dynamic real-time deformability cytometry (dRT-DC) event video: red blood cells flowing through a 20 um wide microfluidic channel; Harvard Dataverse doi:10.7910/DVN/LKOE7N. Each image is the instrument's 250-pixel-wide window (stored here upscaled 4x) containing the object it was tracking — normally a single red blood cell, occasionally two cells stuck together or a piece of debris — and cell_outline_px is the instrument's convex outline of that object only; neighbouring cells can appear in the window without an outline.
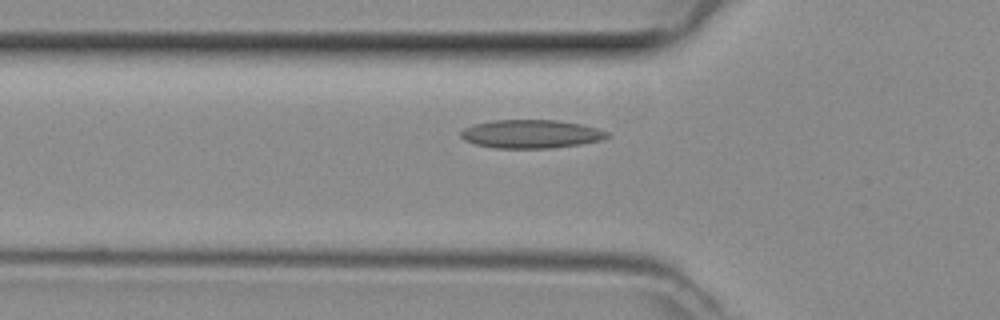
{"species": "common noctule bat (a hibernating species)", "species_latin": "Nyctalus noctula", "temperature_condition": "room temperature", "stored_images_in_passage": 35, "camera_frame_rate_fps": 3000, "um_per_image_px": 0.085, "animal": {"sex": "female", "body_mass_g": 29.2, "forearm_length_mm": 56.3}, "frame": {"image": 1, "passage_image": 7, "time_ms": 2.0, "image_size_px": [1000, 320], "cell_outline_px": [[612, 136], [600, 140], [580, 144], [552, 148], [496, 148], [476, 144], [464, 140], [460, 136], [460, 132], [464, 128], [472, 124], [492, 120], [556, 120], [580, 124], [596, 128], [608, 132]], "centroid_in_image_um": [45.12, 11.38], "position_along_channel_um": 80.7, "area_um2": 24.28}}
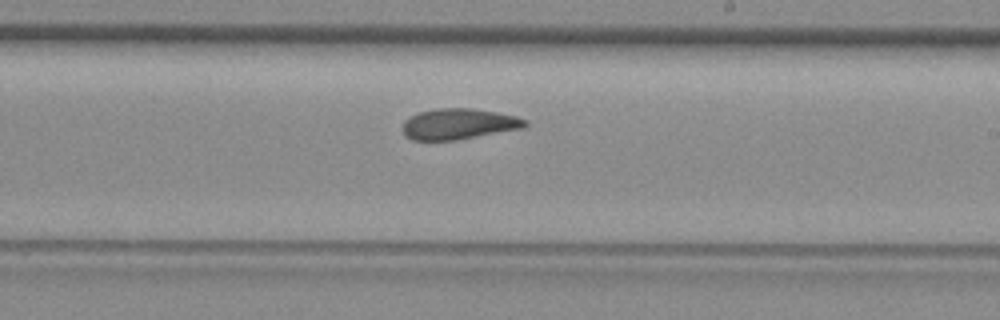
{"frame": {"image": 2, "passage_image": 19, "time_ms": 6.0, "image_size_px": [1000, 320], "cell_outline_px": [[528, 124], [524, 128], [456, 140], [412, 140], [404, 136], [400, 128], [404, 120], [408, 116], [420, 112], [436, 108], [472, 108], [496, 112], [516, 116], [528, 120]], "centroid_in_image_um": [38.95, 10.54], "position_along_channel_um": 250.1, "area_um2": 22.31}}
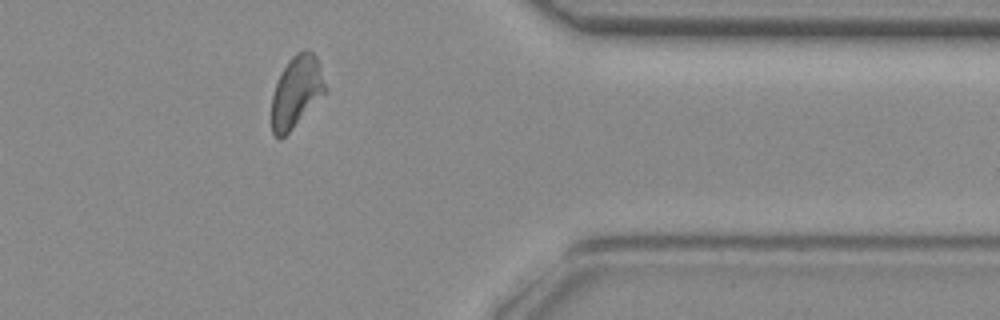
{"frame": {"image": 3, "passage_image": 30, "time_ms": 9.667, "image_size_px": [1000, 320], "cell_outline_px": [[328, 88], [292, 128], [280, 140], [272, 132], [272, 96], [276, 80], [280, 72], [288, 60], [296, 52], [304, 48], [312, 52], [316, 56]], "centroid_in_image_um": [25.17, 7.74], "position_along_channel_um": 386.2, "area_um2": 22.2}}